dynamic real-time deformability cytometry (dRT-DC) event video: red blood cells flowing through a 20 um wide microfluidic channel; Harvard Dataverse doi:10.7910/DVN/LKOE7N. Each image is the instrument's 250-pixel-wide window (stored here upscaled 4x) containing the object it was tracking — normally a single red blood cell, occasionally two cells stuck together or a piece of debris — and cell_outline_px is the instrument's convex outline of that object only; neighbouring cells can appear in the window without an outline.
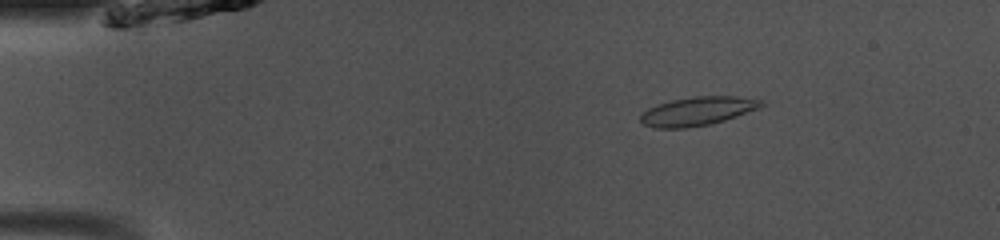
{"species": "common noctule bat (a hibernating species)", "species_latin": "Nyctalus noctula", "temperature_condition": "room temperature", "stored_images_in_passage": 49, "camera_frame_rate_fps": 3000, "um_per_image_px": 0.085, "animal": {"sex": "male", "body_mass_g": 13.0, "forearm_length_mm": 53.1}, "frame": {"image": 1, "passage_image": 8, "time_ms": 2.333, "image_size_px": [1000, 240], "cell_outline_px": [[764, 104], [760, 108], [712, 124], [684, 128], [656, 128], [644, 124], [640, 120], [640, 116], [648, 108], [672, 100], [696, 96], [736, 96], [760, 100]], "centroid_in_image_um": [59.3, 9.45], "position_along_channel_um": 25.7, "area_um2": 19.94}}
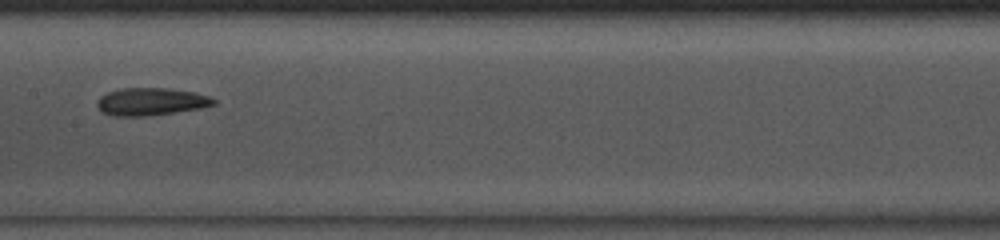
{"frame": {"image": 2, "passage_image": 25, "time_ms": 8.0, "image_size_px": [1000, 240], "cell_outline_px": [[216, 104], [200, 108], [152, 116], [112, 116], [104, 112], [96, 104], [100, 96], [108, 92], [124, 88], [168, 88], [196, 92], [208, 96], [216, 100]], "centroid_in_image_um": [12.86, 8.64], "position_along_channel_um": 194.5, "area_um2": 18.73}}
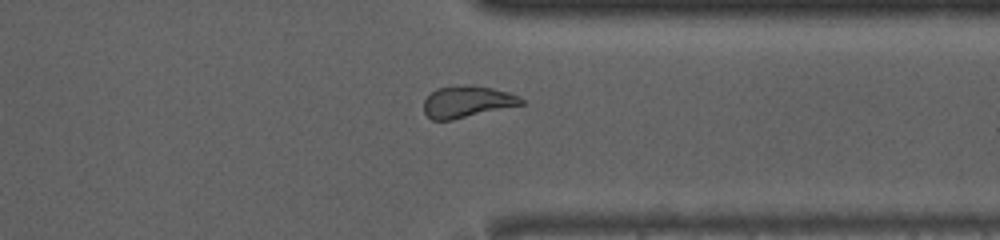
{"frame": {"image": 3, "passage_image": 38, "time_ms": 12.333, "image_size_px": [1000, 240], "cell_outline_px": [[524, 104], [452, 120], [432, 120], [424, 112], [424, 100], [436, 88], [472, 84], [492, 88], [508, 92], [524, 100]], "centroid_in_image_um": [39.69, 8.64], "position_along_channel_um": 371.7, "area_um2": 17.86}, "authors_computed_cell_mechanics": {"area_um2": 19.1318, "velocity_mm_per_s": 4.1034, "shape_relaxation_time_tau1_ms": null, "shape_relaxation_time_tau2_ms": 2.3452, "deformation_change_tau1": null, "deformation_change_tau2": 0.0861}}